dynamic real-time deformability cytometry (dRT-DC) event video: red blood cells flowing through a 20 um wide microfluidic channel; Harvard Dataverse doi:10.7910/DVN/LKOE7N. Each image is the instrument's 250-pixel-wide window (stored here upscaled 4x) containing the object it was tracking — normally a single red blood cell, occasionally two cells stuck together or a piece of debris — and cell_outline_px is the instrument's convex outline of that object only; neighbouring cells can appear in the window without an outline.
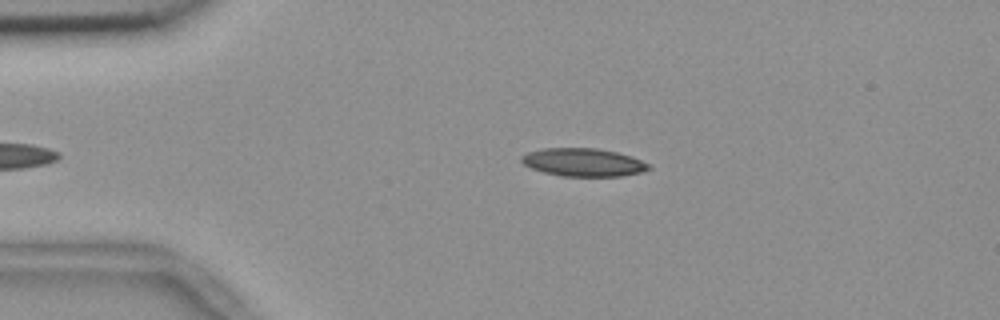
{"species": "common noctule bat (a hibernating species)", "species_latin": "Nyctalus noctula", "temperature_condition": "room temperature", "stored_images_in_passage": 37, "camera_frame_rate_fps": 3000, "um_per_image_px": 0.085, "animal": {"sex": "female", "body_mass_g": 18.4}, "frame": {"image": 1, "passage_image": 3, "time_ms": 0.667, "image_size_px": [1000, 320], "cell_outline_px": [[652, 168], [640, 172], [620, 176], [564, 176], [544, 172], [532, 168], [524, 164], [520, 160], [520, 156], [528, 152], [544, 148], [596, 148], [616, 152], [632, 156], [648, 164]], "centroid_in_image_um": [49.57, 13.79], "position_along_channel_um": 35.4, "area_um2": 20.63}}
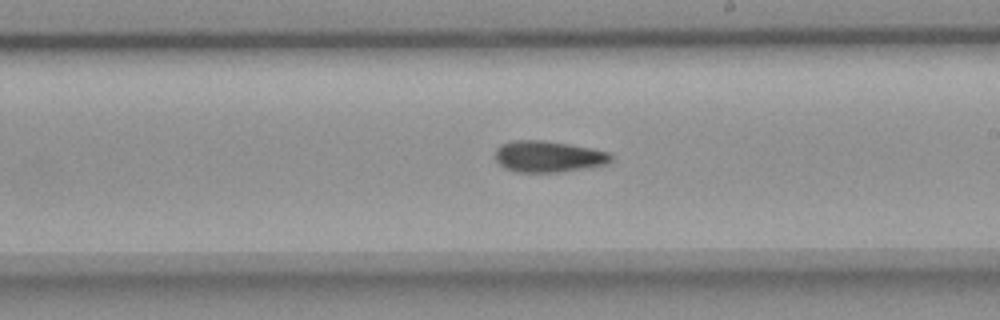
{"frame": {"image": 2, "passage_image": 23, "time_ms": 7.333, "image_size_px": [1000, 320], "cell_outline_px": [[612, 160], [608, 164], [592, 168], [560, 172], [516, 172], [504, 168], [496, 160], [496, 148], [500, 144], [512, 140], [544, 140], [592, 148], [608, 152], [612, 156]], "centroid_in_image_um": [46.63, 13.31], "position_along_channel_um": 242.4, "area_um2": 21.44}}
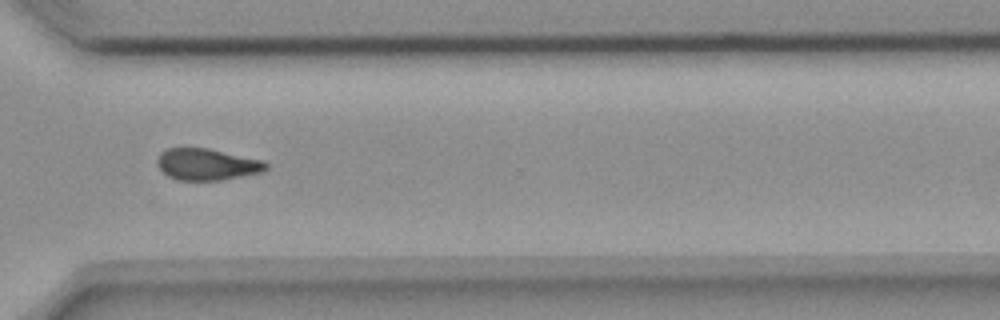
{"frame": {"image": 3, "passage_image": 32, "time_ms": 10.333, "image_size_px": [1000, 320], "cell_outline_px": [[268, 168], [264, 172], [220, 180], [176, 180], [168, 176], [156, 164], [156, 160], [160, 152], [168, 148], [208, 148], [264, 160], [268, 164]], "centroid_in_image_um": [17.6, 13.97], "position_along_channel_um": 353.0, "area_um2": 20.17}}